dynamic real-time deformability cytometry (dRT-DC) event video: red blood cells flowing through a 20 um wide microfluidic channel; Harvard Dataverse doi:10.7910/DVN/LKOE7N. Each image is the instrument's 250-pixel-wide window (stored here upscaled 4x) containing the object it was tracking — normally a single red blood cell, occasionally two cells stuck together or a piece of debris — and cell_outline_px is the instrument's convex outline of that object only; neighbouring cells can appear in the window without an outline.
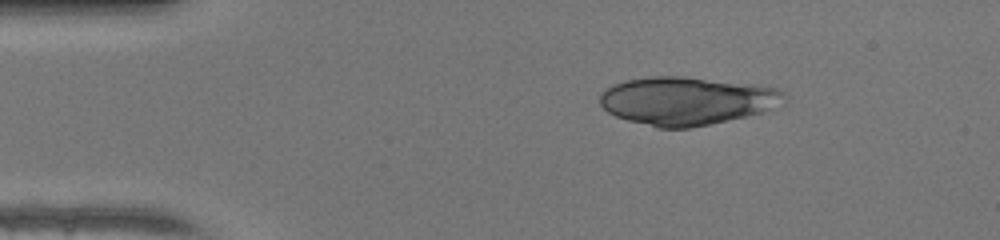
{"species": "human", "species_latin": "Homo sapiens", "temperature_condition": "warm", "stored_images_in_passage": 41, "camera_frame_rate_fps": 3000, "um_per_image_px": 0.085, "donor": {"sex": "female"}, "frame": {"image": 1, "passage_image": 1, "time_ms": 0.0, "image_size_px": [1000, 240], "cell_outline_px": [[788, 100], [784, 104], [760, 112], [728, 120], [692, 128], [656, 128], [628, 120], [616, 116], [608, 112], [600, 104], [600, 92], [612, 84], [628, 80], [652, 76], [684, 76], [756, 84], [776, 88], [784, 92]], "centroid_in_image_um": [58.38, 8.56], "position_along_channel_um": 26.6, "area_um2": 51.96}}
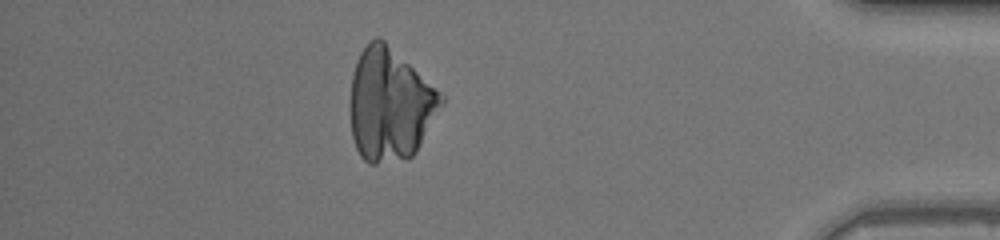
{"frame": {"image": 2, "passage_image": 35, "time_ms": 11.333, "image_size_px": [1000, 240], "cell_outline_px": [[444, 104], [416, 152], [408, 160], [376, 164], [368, 164], [360, 156], [356, 148], [352, 136], [348, 108], [348, 104], [352, 76], [356, 60], [360, 52], [368, 40], [376, 36], [380, 36], [436, 88], [444, 96]], "centroid_in_image_um": [33.12, 8.91], "position_along_channel_um": 402.1, "area_um2": 60.63}}